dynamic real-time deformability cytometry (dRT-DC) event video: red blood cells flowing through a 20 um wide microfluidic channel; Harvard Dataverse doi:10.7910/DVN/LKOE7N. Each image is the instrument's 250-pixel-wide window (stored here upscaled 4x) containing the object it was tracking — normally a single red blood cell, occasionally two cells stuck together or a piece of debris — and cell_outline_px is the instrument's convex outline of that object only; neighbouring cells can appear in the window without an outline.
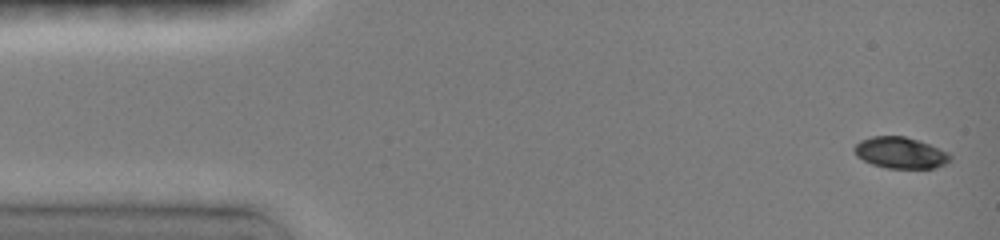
{"species": "common noctule bat (a hibernating species)", "species_latin": "Nyctalus noctula", "temperature_condition": "room temperature", "stored_images_in_passage": 27, "camera_frame_rate_fps": 3000, "um_per_image_px": 0.085, "animal": {"sex": "female", "body_mass_g": 19.0, "forearm_length_mm": 51.5}, "frame": {"image": 1, "passage_image": 1, "time_ms": 0.0, "image_size_px": [1000, 240], "cell_outline_px": [[952, 156], [944, 164], [936, 168], [888, 168], [872, 164], [856, 156], [852, 148], [860, 140], [872, 136], [904, 136], [928, 144], [948, 152]], "centroid_in_image_um": [76.5, 12.98], "position_along_channel_um": 8.5, "area_um2": 17.34}}
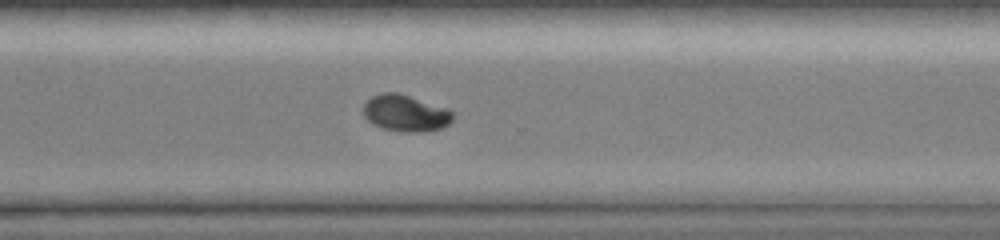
{"frame": {"image": 2, "passage_image": 19, "time_ms": 11.0, "image_size_px": [1000, 240], "cell_outline_px": [[452, 120], [448, 124], [440, 128], [428, 132], [404, 132], [384, 128], [372, 124], [364, 116], [364, 104], [372, 96], [380, 92], [396, 92], [448, 108], [452, 112]], "centroid_in_image_um": [34.47, 9.62], "position_along_channel_um": 336.1, "area_um2": 19.02}}
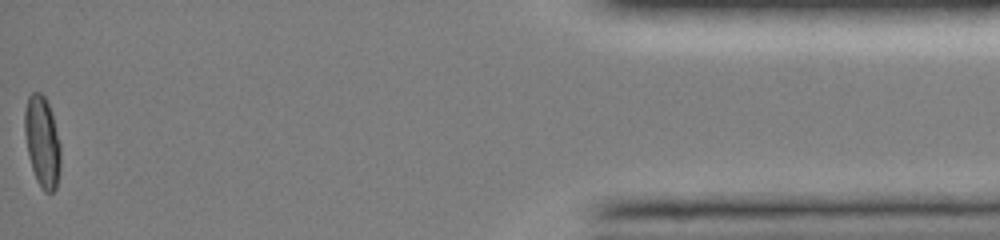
{"frame": {"image": 3, "passage_image": 27, "time_ms": 15.333, "image_size_px": [1000, 240], "cell_outline_px": [[60, 168], [56, 188], [52, 192], [44, 192], [36, 180], [28, 156], [24, 132], [24, 112], [28, 96], [32, 92], [40, 92], [44, 96], [48, 104], [52, 116], [60, 144]], "centroid_in_image_um": [3.57, 12.05], "position_along_channel_um": 431.6, "area_um2": 19.02}, "authors_computed_cell_mechanics": {"area_um2": 19.0162, "velocity_mm_per_s": 4.0511, "shape_relaxation_time_tau1_ms": 3.9951, "shape_relaxation_time_tau2_ms": 2.7257, "deformation_change_tau1": 0.1723, "deformation_change_tau2": 0.0296}}